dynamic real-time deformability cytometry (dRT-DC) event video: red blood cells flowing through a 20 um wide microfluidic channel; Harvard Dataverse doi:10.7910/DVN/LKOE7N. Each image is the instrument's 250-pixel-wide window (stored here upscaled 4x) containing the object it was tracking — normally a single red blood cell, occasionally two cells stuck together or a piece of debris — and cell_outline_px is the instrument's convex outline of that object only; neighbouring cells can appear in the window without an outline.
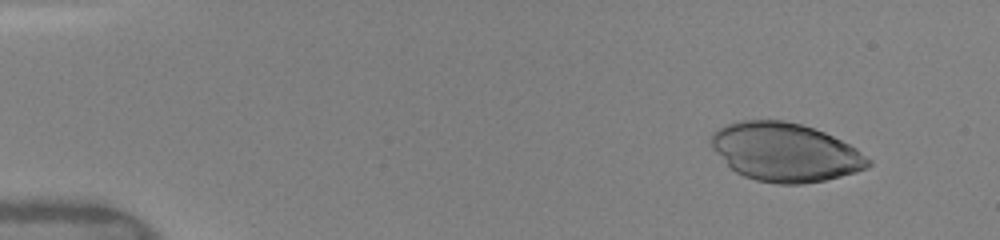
{"species": "human", "species_latin": "Homo sapiens", "temperature_condition": "warm", "stored_images_in_passage": 49, "camera_frame_rate_fps": 3000, "um_per_image_px": 0.085, "donor": {"sex": "female"}, "frame": {"image": 1, "passage_image": 5, "time_ms": 1.333, "image_size_px": [1000, 240], "cell_outline_px": [[872, 164], [868, 168], [856, 172], [824, 180], [800, 184], [776, 184], [756, 180], [744, 176], [736, 172], [712, 148], [708, 140], [712, 132], [728, 124], [740, 120], [784, 120], [800, 124], [824, 132], [856, 148], [872, 160]], "centroid_in_image_um": [66.74, 12.93], "position_along_channel_um": 18.3, "area_um2": 53.47}}